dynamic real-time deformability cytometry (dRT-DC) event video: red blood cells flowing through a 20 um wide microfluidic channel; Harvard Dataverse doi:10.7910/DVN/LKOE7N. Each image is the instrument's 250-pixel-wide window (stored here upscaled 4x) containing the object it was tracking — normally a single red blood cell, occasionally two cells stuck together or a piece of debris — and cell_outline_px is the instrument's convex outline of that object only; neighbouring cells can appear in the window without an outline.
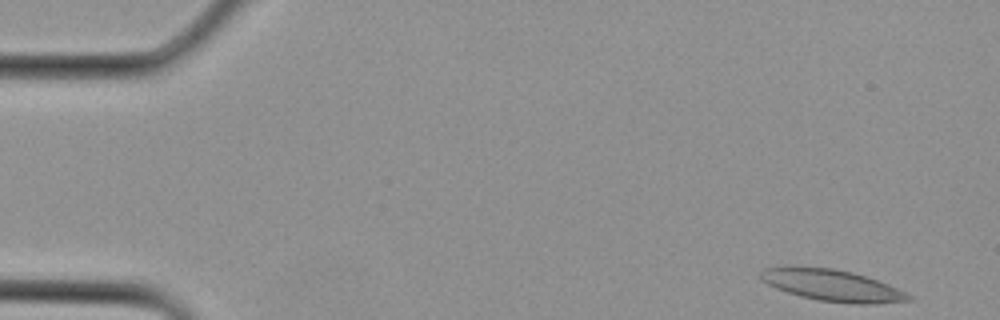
{"species": "Egyptian fruit bat (a non-hibernating species)", "species_latin": "Rousettus aegyptiacus", "temperature_condition": "cold", "stored_images_in_passage": 10, "camera_frame_rate_fps": 3000, "um_per_image_px": 0.085, "animal": {"sex": "female"}, "frame": {"image": 1, "passage_image": 1, "time_ms": 0.0, "image_size_px": [1000, 320], "cell_outline_px": [[912, 300], [876, 304], [856, 304], [820, 300], [800, 296], [776, 288], [760, 280], [760, 272], [764, 268], [784, 264], [792, 264], [832, 268], [852, 272], [888, 284], [912, 296]], "centroid_in_image_um": [70.64, 24.22], "position_along_channel_um": 14.4, "area_um2": 27.57}}
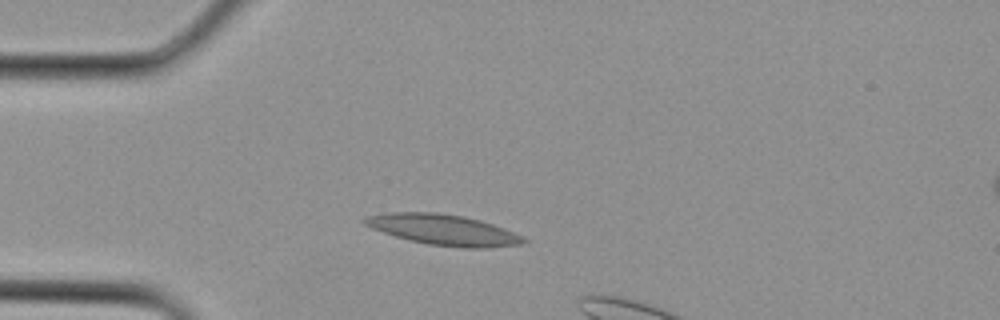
{"frame": {"image": 2, "passage_image": 7, "time_ms": 2.0, "image_size_px": [1000, 320], "cell_outline_px": [[528, 240], [520, 244], [488, 248], [464, 248], [428, 244], [396, 236], [372, 228], [364, 224], [360, 220], [368, 216], [392, 212], [436, 212], [464, 216], [480, 220], [504, 228]], "centroid_in_image_um": [37.68, 19.52], "position_along_channel_um": 47.3, "area_um2": 28.03}}